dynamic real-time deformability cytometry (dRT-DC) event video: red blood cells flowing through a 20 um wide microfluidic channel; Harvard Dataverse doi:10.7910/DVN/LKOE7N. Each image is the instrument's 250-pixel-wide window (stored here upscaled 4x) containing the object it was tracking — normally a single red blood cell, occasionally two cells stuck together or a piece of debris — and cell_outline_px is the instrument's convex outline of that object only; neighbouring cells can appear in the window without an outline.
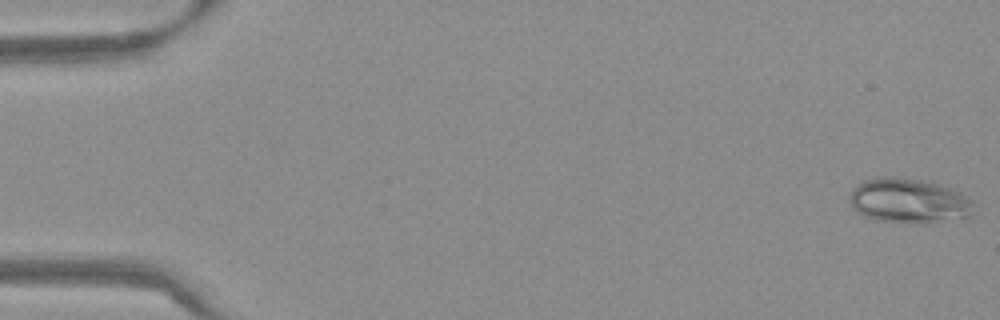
{"species": "Egyptian fruit bat (a non-hibernating species)", "species_latin": "Rousettus aegyptiacus", "temperature_condition": "warm", "stored_images_in_passage": 53, "camera_frame_rate_fps": 3000, "um_per_image_px": 0.085, "frame": {"image": 1, "passage_image": 1, "time_ms": 0.0, "image_size_px": [1000, 320], "cell_outline_px": [[972, 216], [908, 224], [876, 220], [864, 216], [856, 212], [848, 200], [848, 192], [852, 188], [864, 180], [880, 176], [892, 176], [932, 180], [960, 192], [972, 200]], "centroid_in_image_um": [77.18, 17.03], "position_along_channel_um": 7.8, "area_um2": 32.89}}
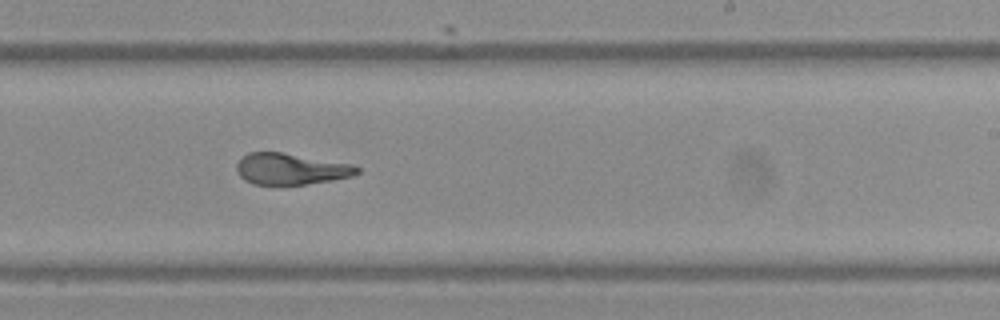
{"frame": {"image": 2, "passage_image": 33, "time_ms": 10.667, "image_size_px": [1000, 320], "cell_outline_px": [[360, 172], [352, 176], [332, 180], [304, 184], [252, 184], [244, 180], [236, 172], [236, 164], [248, 152], [284, 152], [352, 164], [360, 168]], "centroid_in_image_um": [24.71, 14.35], "position_along_channel_um": 264.3, "area_um2": 21.96}}
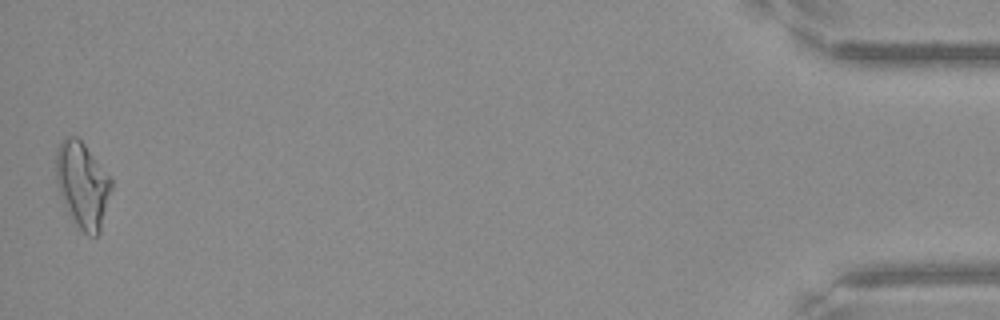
{"frame": {"image": 3, "passage_image": 53, "time_ms": 17.333, "image_size_px": [1000, 320], "cell_outline_px": [[112, 188], [100, 232], [96, 236], [88, 236], [72, 220], [68, 212], [56, 184], [56, 148], [64, 136], [76, 136], [84, 144], [112, 176]], "centroid_in_image_um": [7.02, 15.69], "position_along_channel_um": 428.2, "area_um2": 27.92}, "authors_computed_cell_mechanics": {"area_um2": 23.987, "velocity_mm_per_s": 3.8188, "shape_relaxation_time_tau1_ms": 9.884, "shape_relaxation_time_tau2_ms": 1.1631, "deformation_change_tau1": 0.2769, "deformation_change_tau2": 0.0587}}